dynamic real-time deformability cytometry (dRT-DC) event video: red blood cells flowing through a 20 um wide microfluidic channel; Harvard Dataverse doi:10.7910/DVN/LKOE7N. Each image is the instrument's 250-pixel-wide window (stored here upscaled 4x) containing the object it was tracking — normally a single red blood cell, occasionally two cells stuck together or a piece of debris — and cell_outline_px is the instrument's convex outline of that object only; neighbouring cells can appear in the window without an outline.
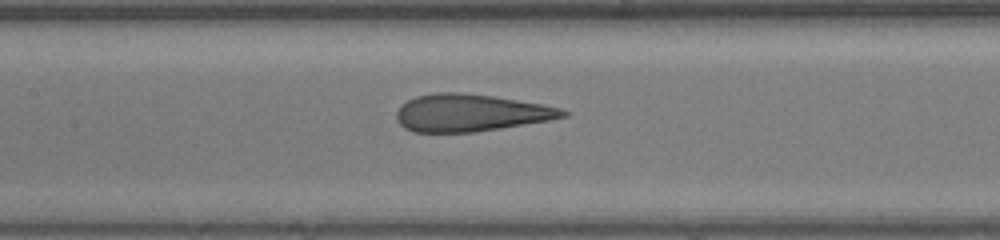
{"species": "human", "species_latin": "Homo sapiens", "temperature_condition": "room temperature", "stored_images_in_passage": 40, "camera_frame_rate_fps": 3000, "um_per_image_px": 0.085, "donor": {"sex": "male"}, "frame": {"image": 1, "passage_image": 21, "time_ms": 6.667, "image_size_px": [1000, 240], "cell_outline_px": [[568, 116], [548, 120], [472, 132], [416, 132], [404, 128], [396, 120], [396, 112], [400, 104], [416, 96], [432, 92], [460, 92], [492, 96], [544, 104], [560, 108], [568, 112]], "centroid_in_image_um": [39.94, 9.57], "position_along_channel_um": 167.5, "area_um2": 36.01}}
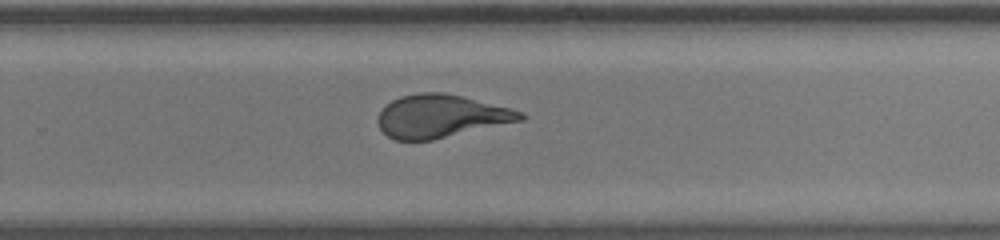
{"frame": {"image": 2, "passage_image": 30, "time_ms": 9.667, "image_size_px": [1000, 240], "cell_outline_px": [[528, 116], [524, 120], [432, 140], [396, 140], [388, 136], [380, 128], [376, 120], [380, 108], [392, 100], [400, 96], [420, 92], [444, 92], [464, 96], [512, 108], [524, 112]], "centroid_in_image_um": [37.5, 9.86], "position_along_channel_um": 292.3, "area_um2": 36.13}}
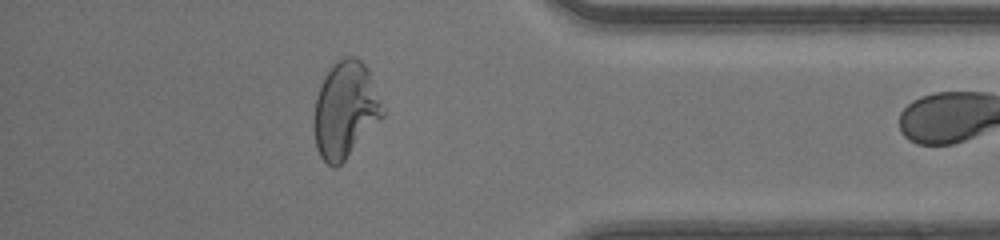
{"frame": {"image": 3, "passage_image": 39, "time_ms": 12.667, "image_size_px": [1000, 240], "cell_outline_px": [[384, 116], [344, 160], [336, 168], [332, 168], [320, 156], [316, 148], [312, 128], [312, 120], [316, 96], [320, 84], [324, 76], [344, 56], [356, 56], [364, 64], [368, 72], [384, 112]], "centroid_in_image_um": [29.29, 9.38], "position_along_channel_um": 405.9, "area_um2": 38.15}}